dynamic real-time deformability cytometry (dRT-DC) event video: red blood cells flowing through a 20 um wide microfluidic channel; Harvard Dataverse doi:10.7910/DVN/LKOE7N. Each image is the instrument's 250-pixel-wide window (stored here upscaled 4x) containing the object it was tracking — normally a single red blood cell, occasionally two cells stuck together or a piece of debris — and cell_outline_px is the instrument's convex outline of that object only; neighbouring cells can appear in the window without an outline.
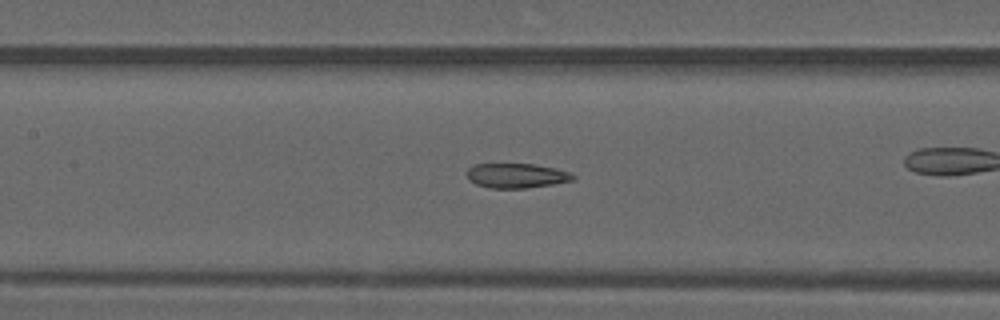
{"species": "common noctule bat (a hibernating species)", "species_latin": "Nyctalus noctula", "temperature_condition": "warm", "stored_images_in_passage": 40, "camera_frame_rate_fps": 3000, "um_per_image_px": 0.085, "animal": {"sex": "male", "forearm_length_mm": 52.5}, "frame": {"image": 1, "passage_image": 23, "time_ms": 7.333, "image_size_px": [1000, 320], "cell_outline_px": [[576, 176], [572, 180], [552, 184], [524, 188], [488, 188], [476, 184], [468, 180], [468, 168], [472, 164], [536, 164], [556, 168], [572, 172]], "centroid_in_image_um": [43.9, 14.92], "position_along_channel_um": 163.5, "area_um2": 15.32}}
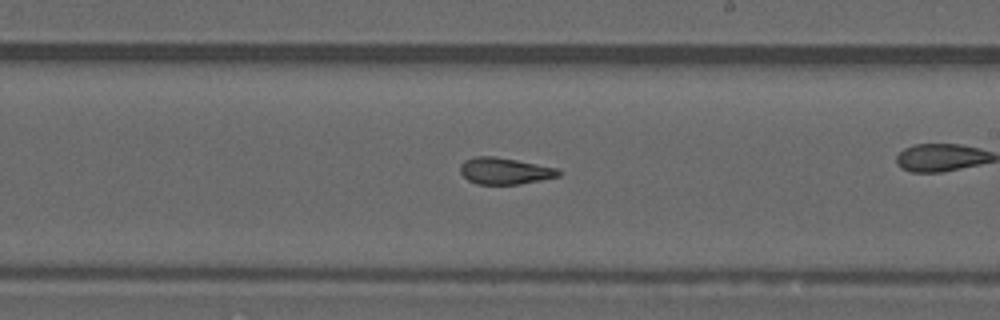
{"frame": {"image": 2, "passage_image": 29, "time_ms": 9.333, "image_size_px": [1000, 320], "cell_outline_px": [[560, 176], [520, 184], [476, 184], [468, 180], [460, 172], [460, 164], [464, 160], [476, 156], [492, 156], [516, 160], [560, 168]], "centroid_in_image_um": [42.9, 14.53], "position_along_channel_um": 246.1, "area_um2": 15.26}}